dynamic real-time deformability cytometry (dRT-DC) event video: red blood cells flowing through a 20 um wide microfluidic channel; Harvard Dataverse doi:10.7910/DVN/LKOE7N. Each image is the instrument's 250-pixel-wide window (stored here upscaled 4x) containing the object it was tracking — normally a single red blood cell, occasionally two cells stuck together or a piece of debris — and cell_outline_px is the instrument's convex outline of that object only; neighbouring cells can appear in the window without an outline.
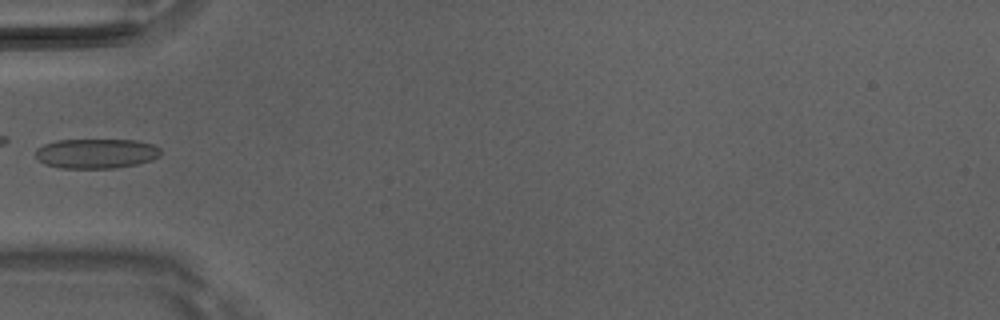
{"species": "Egyptian fruit bat (a non-hibernating species)", "species_latin": "Rousettus aegyptiacus", "temperature_condition": "room temperature", "stored_images_in_passage": 6, "camera_frame_rate_fps": 3000, "um_per_image_px": 0.085, "animal": {"sex": "male"}, "frame": {"image": 1, "passage_image": 5, "time_ms": 1.333, "image_size_px": [1000, 320], "cell_outline_px": [[160, 156], [152, 160], [136, 164], [116, 168], [60, 168], [44, 164], [36, 156], [36, 148], [44, 144], [56, 140], [136, 140], [152, 144], [160, 148]], "centroid_in_image_um": [8.18, 13.05], "position_along_channel_um": 76.8, "area_um2": 21.73}}